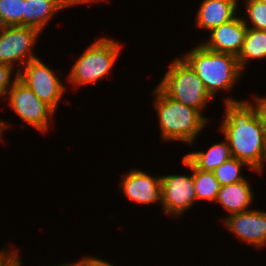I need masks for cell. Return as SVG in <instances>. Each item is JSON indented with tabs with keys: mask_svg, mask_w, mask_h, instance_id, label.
I'll list each match as a JSON object with an SVG mask.
<instances>
[{
	"mask_svg": "<svg viewBox=\"0 0 266 266\" xmlns=\"http://www.w3.org/2000/svg\"><path fill=\"white\" fill-rule=\"evenodd\" d=\"M225 100V117L220 126L228 141L231 155L261 173L266 161V137L253 103Z\"/></svg>",
	"mask_w": 266,
	"mask_h": 266,
	"instance_id": "6da1fadb",
	"label": "cell"
},
{
	"mask_svg": "<svg viewBox=\"0 0 266 266\" xmlns=\"http://www.w3.org/2000/svg\"><path fill=\"white\" fill-rule=\"evenodd\" d=\"M154 108L157 111L161 138L193 144L196 136L208 122L202 112L166 96L157 86Z\"/></svg>",
	"mask_w": 266,
	"mask_h": 266,
	"instance_id": "7a4b0ae2",
	"label": "cell"
},
{
	"mask_svg": "<svg viewBox=\"0 0 266 266\" xmlns=\"http://www.w3.org/2000/svg\"><path fill=\"white\" fill-rule=\"evenodd\" d=\"M182 58L197 73L212 97L218 90H230L243 73L236 56L208 50L202 44Z\"/></svg>",
	"mask_w": 266,
	"mask_h": 266,
	"instance_id": "3957f363",
	"label": "cell"
},
{
	"mask_svg": "<svg viewBox=\"0 0 266 266\" xmlns=\"http://www.w3.org/2000/svg\"><path fill=\"white\" fill-rule=\"evenodd\" d=\"M157 87L166 96L200 112L213 98L197 73L182 57L172 61Z\"/></svg>",
	"mask_w": 266,
	"mask_h": 266,
	"instance_id": "277c9868",
	"label": "cell"
},
{
	"mask_svg": "<svg viewBox=\"0 0 266 266\" xmlns=\"http://www.w3.org/2000/svg\"><path fill=\"white\" fill-rule=\"evenodd\" d=\"M121 46L115 39L102 37L94 41L76 60L67 81L73 86L96 83L106 77L120 55Z\"/></svg>",
	"mask_w": 266,
	"mask_h": 266,
	"instance_id": "5b68a950",
	"label": "cell"
},
{
	"mask_svg": "<svg viewBox=\"0 0 266 266\" xmlns=\"http://www.w3.org/2000/svg\"><path fill=\"white\" fill-rule=\"evenodd\" d=\"M7 96L9 97L8 104L10 108L26 124L35 127L41 132L48 130L50 116H53L55 112L18 78V73H16L14 83Z\"/></svg>",
	"mask_w": 266,
	"mask_h": 266,
	"instance_id": "8992f818",
	"label": "cell"
},
{
	"mask_svg": "<svg viewBox=\"0 0 266 266\" xmlns=\"http://www.w3.org/2000/svg\"><path fill=\"white\" fill-rule=\"evenodd\" d=\"M17 73L18 78L55 112L65 92V86L56 73L39 58L26 63Z\"/></svg>",
	"mask_w": 266,
	"mask_h": 266,
	"instance_id": "52a82bcc",
	"label": "cell"
},
{
	"mask_svg": "<svg viewBox=\"0 0 266 266\" xmlns=\"http://www.w3.org/2000/svg\"><path fill=\"white\" fill-rule=\"evenodd\" d=\"M40 32L28 26L0 27V63L13 68L16 63L21 62L24 66L38 59L32 54V49Z\"/></svg>",
	"mask_w": 266,
	"mask_h": 266,
	"instance_id": "ba28073f",
	"label": "cell"
},
{
	"mask_svg": "<svg viewBox=\"0 0 266 266\" xmlns=\"http://www.w3.org/2000/svg\"><path fill=\"white\" fill-rule=\"evenodd\" d=\"M197 203L193 174L161 176V205L166 214H183Z\"/></svg>",
	"mask_w": 266,
	"mask_h": 266,
	"instance_id": "9c48e42d",
	"label": "cell"
},
{
	"mask_svg": "<svg viewBox=\"0 0 266 266\" xmlns=\"http://www.w3.org/2000/svg\"><path fill=\"white\" fill-rule=\"evenodd\" d=\"M222 222L227 229L247 244L254 247L266 245V212L251 209L233 213Z\"/></svg>",
	"mask_w": 266,
	"mask_h": 266,
	"instance_id": "30bf717a",
	"label": "cell"
},
{
	"mask_svg": "<svg viewBox=\"0 0 266 266\" xmlns=\"http://www.w3.org/2000/svg\"><path fill=\"white\" fill-rule=\"evenodd\" d=\"M237 15L210 32L207 42L201 43L208 50L238 56L245 40L248 21Z\"/></svg>",
	"mask_w": 266,
	"mask_h": 266,
	"instance_id": "8fae6325",
	"label": "cell"
},
{
	"mask_svg": "<svg viewBox=\"0 0 266 266\" xmlns=\"http://www.w3.org/2000/svg\"><path fill=\"white\" fill-rule=\"evenodd\" d=\"M127 198L137 203H161V176L153 177L139 170L131 169L119 185Z\"/></svg>",
	"mask_w": 266,
	"mask_h": 266,
	"instance_id": "7c38bea8",
	"label": "cell"
},
{
	"mask_svg": "<svg viewBox=\"0 0 266 266\" xmlns=\"http://www.w3.org/2000/svg\"><path fill=\"white\" fill-rule=\"evenodd\" d=\"M97 1L103 0H25L23 26L42 31L57 11L76 4Z\"/></svg>",
	"mask_w": 266,
	"mask_h": 266,
	"instance_id": "4fadbf2b",
	"label": "cell"
},
{
	"mask_svg": "<svg viewBox=\"0 0 266 266\" xmlns=\"http://www.w3.org/2000/svg\"><path fill=\"white\" fill-rule=\"evenodd\" d=\"M239 0H202L196 15V27L208 31L236 16Z\"/></svg>",
	"mask_w": 266,
	"mask_h": 266,
	"instance_id": "5bb4252c",
	"label": "cell"
},
{
	"mask_svg": "<svg viewBox=\"0 0 266 266\" xmlns=\"http://www.w3.org/2000/svg\"><path fill=\"white\" fill-rule=\"evenodd\" d=\"M253 189L248 180L239 181L233 184L223 185L217 195L216 202H219L229 214L249 211V205L253 202Z\"/></svg>",
	"mask_w": 266,
	"mask_h": 266,
	"instance_id": "9a60e30c",
	"label": "cell"
},
{
	"mask_svg": "<svg viewBox=\"0 0 266 266\" xmlns=\"http://www.w3.org/2000/svg\"><path fill=\"white\" fill-rule=\"evenodd\" d=\"M185 157L199 170L213 172L222 163L229 160L231 150L226 138L222 142L211 145L207 152L199 151L185 155Z\"/></svg>",
	"mask_w": 266,
	"mask_h": 266,
	"instance_id": "2e32d148",
	"label": "cell"
},
{
	"mask_svg": "<svg viewBox=\"0 0 266 266\" xmlns=\"http://www.w3.org/2000/svg\"><path fill=\"white\" fill-rule=\"evenodd\" d=\"M182 163L193 171V181L195 193L198 200H208L215 202L221 189V184L215 178L213 172L197 169L185 156H182Z\"/></svg>",
	"mask_w": 266,
	"mask_h": 266,
	"instance_id": "e0dca14e",
	"label": "cell"
},
{
	"mask_svg": "<svg viewBox=\"0 0 266 266\" xmlns=\"http://www.w3.org/2000/svg\"><path fill=\"white\" fill-rule=\"evenodd\" d=\"M266 58V31L247 28L245 40L237 56L240 69L243 71L249 59Z\"/></svg>",
	"mask_w": 266,
	"mask_h": 266,
	"instance_id": "ac0fdd59",
	"label": "cell"
},
{
	"mask_svg": "<svg viewBox=\"0 0 266 266\" xmlns=\"http://www.w3.org/2000/svg\"><path fill=\"white\" fill-rule=\"evenodd\" d=\"M25 0H0V27L23 26Z\"/></svg>",
	"mask_w": 266,
	"mask_h": 266,
	"instance_id": "d6986e66",
	"label": "cell"
},
{
	"mask_svg": "<svg viewBox=\"0 0 266 266\" xmlns=\"http://www.w3.org/2000/svg\"><path fill=\"white\" fill-rule=\"evenodd\" d=\"M243 166L247 167L248 165L237 158L231 157L217 167L213 173L221 186L233 184L246 179L240 174Z\"/></svg>",
	"mask_w": 266,
	"mask_h": 266,
	"instance_id": "ffe728a7",
	"label": "cell"
},
{
	"mask_svg": "<svg viewBox=\"0 0 266 266\" xmlns=\"http://www.w3.org/2000/svg\"><path fill=\"white\" fill-rule=\"evenodd\" d=\"M245 1L246 15L253 25V27L248 28L266 31V3L256 0Z\"/></svg>",
	"mask_w": 266,
	"mask_h": 266,
	"instance_id": "44dd1931",
	"label": "cell"
},
{
	"mask_svg": "<svg viewBox=\"0 0 266 266\" xmlns=\"http://www.w3.org/2000/svg\"><path fill=\"white\" fill-rule=\"evenodd\" d=\"M12 73L13 68L11 66L0 63V98L8 94V91L12 87L11 84L14 83V80L10 82Z\"/></svg>",
	"mask_w": 266,
	"mask_h": 266,
	"instance_id": "7402d4cb",
	"label": "cell"
},
{
	"mask_svg": "<svg viewBox=\"0 0 266 266\" xmlns=\"http://www.w3.org/2000/svg\"><path fill=\"white\" fill-rule=\"evenodd\" d=\"M255 108L258 117L260 118L262 129L266 137V98L255 97Z\"/></svg>",
	"mask_w": 266,
	"mask_h": 266,
	"instance_id": "603a6c76",
	"label": "cell"
},
{
	"mask_svg": "<svg viewBox=\"0 0 266 266\" xmlns=\"http://www.w3.org/2000/svg\"><path fill=\"white\" fill-rule=\"evenodd\" d=\"M79 266H114L105 260L96 257H86L76 262Z\"/></svg>",
	"mask_w": 266,
	"mask_h": 266,
	"instance_id": "cb8c5ba5",
	"label": "cell"
},
{
	"mask_svg": "<svg viewBox=\"0 0 266 266\" xmlns=\"http://www.w3.org/2000/svg\"><path fill=\"white\" fill-rule=\"evenodd\" d=\"M17 253V250H9V252L0 250V266H5Z\"/></svg>",
	"mask_w": 266,
	"mask_h": 266,
	"instance_id": "d4e9b609",
	"label": "cell"
},
{
	"mask_svg": "<svg viewBox=\"0 0 266 266\" xmlns=\"http://www.w3.org/2000/svg\"><path fill=\"white\" fill-rule=\"evenodd\" d=\"M17 253L5 266H21V258Z\"/></svg>",
	"mask_w": 266,
	"mask_h": 266,
	"instance_id": "484cf974",
	"label": "cell"
},
{
	"mask_svg": "<svg viewBox=\"0 0 266 266\" xmlns=\"http://www.w3.org/2000/svg\"><path fill=\"white\" fill-rule=\"evenodd\" d=\"M5 121H3V120H0V140H2L1 139V137H2V133H3V129H5L6 127H8V125L6 124V122L4 123Z\"/></svg>",
	"mask_w": 266,
	"mask_h": 266,
	"instance_id": "4316f807",
	"label": "cell"
},
{
	"mask_svg": "<svg viewBox=\"0 0 266 266\" xmlns=\"http://www.w3.org/2000/svg\"><path fill=\"white\" fill-rule=\"evenodd\" d=\"M62 266H79L77 263H68V264H63Z\"/></svg>",
	"mask_w": 266,
	"mask_h": 266,
	"instance_id": "83f0119b",
	"label": "cell"
},
{
	"mask_svg": "<svg viewBox=\"0 0 266 266\" xmlns=\"http://www.w3.org/2000/svg\"><path fill=\"white\" fill-rule=\"evenodd\" d=\"M256 1L266 3V0H256Z\"/></svg>",
	"mask_w": 266,
	"mask_h": 266,
	"instance_id": "f1b7e54d",
	"label": "cell"
}]
</instances>
